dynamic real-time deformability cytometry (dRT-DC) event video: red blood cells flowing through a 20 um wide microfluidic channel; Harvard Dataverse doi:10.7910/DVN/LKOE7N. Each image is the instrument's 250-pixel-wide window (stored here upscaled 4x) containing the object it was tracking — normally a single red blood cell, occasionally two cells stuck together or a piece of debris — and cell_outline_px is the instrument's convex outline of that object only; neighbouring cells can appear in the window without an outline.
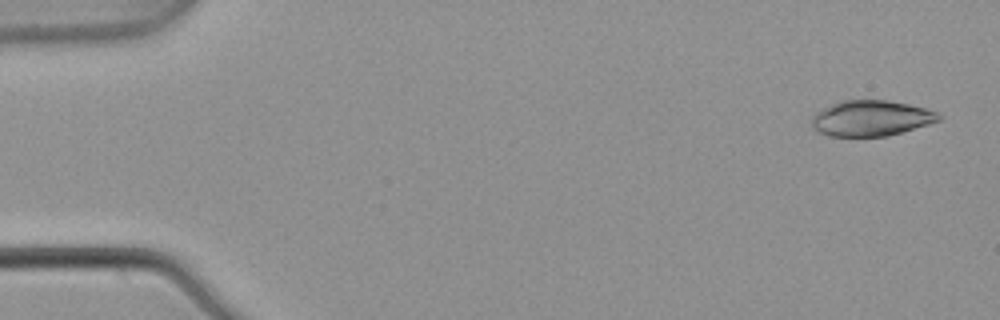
{"species": "common noctule bat (a hibernating species)", "species_latin": "Nyctalus noctula", "temperature_condition": "warm", "stored_images_in_passage": 5, "camera_frame_rate_fps": 3000, "um_per_image_px": 0.085, "animal": {"sex": "male", "body_mass_g": 21.5, "forearm_length_mm": 52.0}, "frame": {"image": 1, "passage_image": 1, "time_ms": 0.0, "image_size_px": [1000, 320], "cell_outline_px": [[944, 116], [940, 120], [928, 124], [888, 136], [828, 136], [816, 132], [812, 128], [812, 116], [816, 112], [832, 104], [844, 100], [888, 100], [908, 104], [924, 108], [936, 112]], "centroid_in_image_um": [74.02, 10.05], "position_along_channel_um": 11.0, "area_um2": 26.36}}
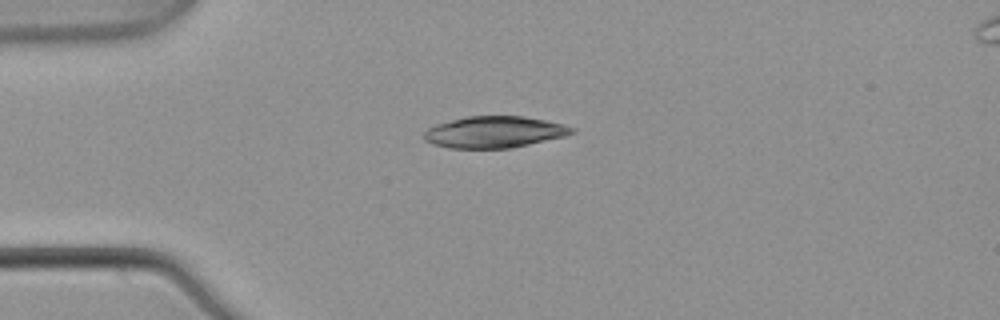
{"frame": {"image": 2, "passage_image": 4, "time_ms": 1.0, "image_size_px": [1000, 320], "cell_outline_px": [[576, 132], [564, 136], [512, 148], [448, 148], [432, 144], [424, 140], [424, 132], [428, 128], [436, 124], [468, 116], [524, 116], [564, 124], [576, 128]], "centroid_in_image_um": [42.03, 11.22], "position_along_channel_um": 43.0, "area_um2": 27.17}}